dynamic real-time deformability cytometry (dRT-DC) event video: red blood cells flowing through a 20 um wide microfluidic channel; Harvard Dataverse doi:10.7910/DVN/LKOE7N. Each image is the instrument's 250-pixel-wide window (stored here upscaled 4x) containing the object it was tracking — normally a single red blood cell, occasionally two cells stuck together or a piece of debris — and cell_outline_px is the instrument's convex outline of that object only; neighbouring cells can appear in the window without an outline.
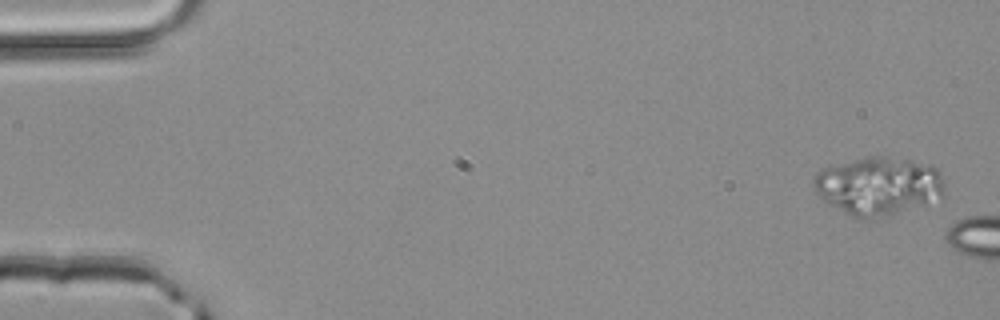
{"species": "common noctule bat (a hibernating species)", "species_latin": "Nyctalus noctula", "temperature_condition": "room temperature", "stored_images_in_passage": 2, "camera_frame_rate_fps": 3000, "um_per_image_px": 0.085, "animal": {"sex": "male", "body_mass_g": 20.4}, "frame": {"image": 1, "passage_image": 1, "time_ms": 0.0, "image_size_px": [1000, 320], "cell_outline_px": [[944, 196], [924, 204], [892, 216], [864, 220], [844, 212], [824, 200], [820, 196], [812, 184], [812, 180], [820, 168], [868, 156], [888, 156], [932, 164], [940, 172], [944, 192]], "centroid_in_image_um": [74.67, 15.8], "position_along_channel_um": 10.3, "area_um2": 44.62}}